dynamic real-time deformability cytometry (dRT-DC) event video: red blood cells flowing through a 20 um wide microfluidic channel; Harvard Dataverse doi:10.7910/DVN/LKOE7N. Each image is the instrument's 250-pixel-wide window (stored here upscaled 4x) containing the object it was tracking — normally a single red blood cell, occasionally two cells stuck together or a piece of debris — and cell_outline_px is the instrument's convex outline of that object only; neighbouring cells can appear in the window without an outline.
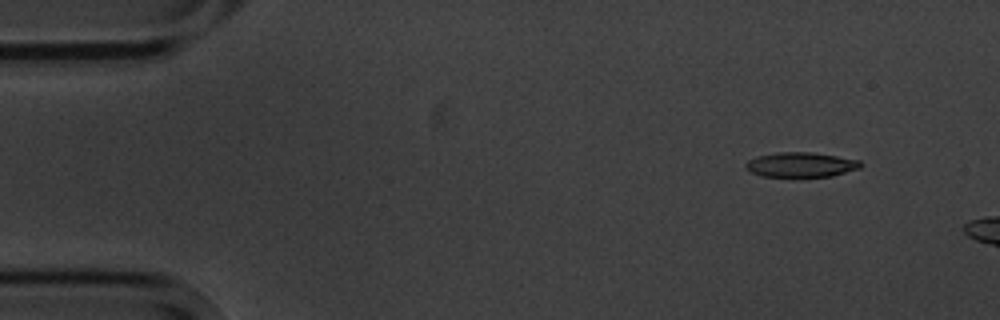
{"species": "common noctule bat (a hibernating species)", "species_latin": "Nyctalus noctula", "temperature_condition": "cold", "stored_images_in_passage": 2, "camera_frame_rate_fps": 3000, "um_per_image_px": 0.085, "animal": {"sex": "male", "body_mass_g": 20.1, "forearm_length_mm": 53.5}, "frame": {"image": 1, "passage_image": 1, "time_ms": 0.0, "image_size_px": [1000, 320], "cell_outline_px": [[864, 164], [860, 168], [832, 176], [800, 180], [760, 176], [744, 168], [744, 164], [748, 160], [756, 156], [776, 152], [812, 152], [860, 160]], "centroid_in_image_um": [68.04, 14.05], "position_along_channel_um": 17.0, "area_um2": 17.69}}